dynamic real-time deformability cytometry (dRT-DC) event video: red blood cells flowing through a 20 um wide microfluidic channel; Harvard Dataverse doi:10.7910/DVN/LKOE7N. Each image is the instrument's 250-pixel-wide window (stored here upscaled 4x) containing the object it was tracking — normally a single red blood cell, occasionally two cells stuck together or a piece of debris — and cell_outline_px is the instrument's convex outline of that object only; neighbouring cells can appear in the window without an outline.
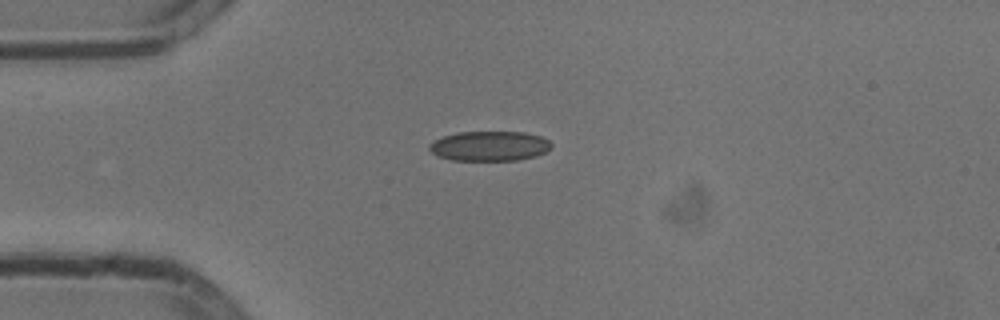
{"species": "common noctule bat (a hibernating species)", "species_latin": "Nyctalus noctula", "temperature_condition": "cold", "stored_images_in_passage": 41, "camera_frame_rate_fps": 3000, "um_per_image_px": 0.085, "animal": {"sex": "male", "body_mass_g": 13.3}, "frame": {"image": 1, "passage_image": 1, "time_ms": 0.0, "image_size_px": [1000, 320], "cell_outline_px": [[552, 148], [536, 156], [516, 160], [452, 160], [440, 156], [432, 152], [428, 148], [428, 144], [444, 136], [456, 132], [524, 132], [540, 136], [548, 140], [552, 144]], "centroid_in_image_um": [41.62, 12.41], "position_along_channel_um": 43.4, "area_um2": 21.1}}
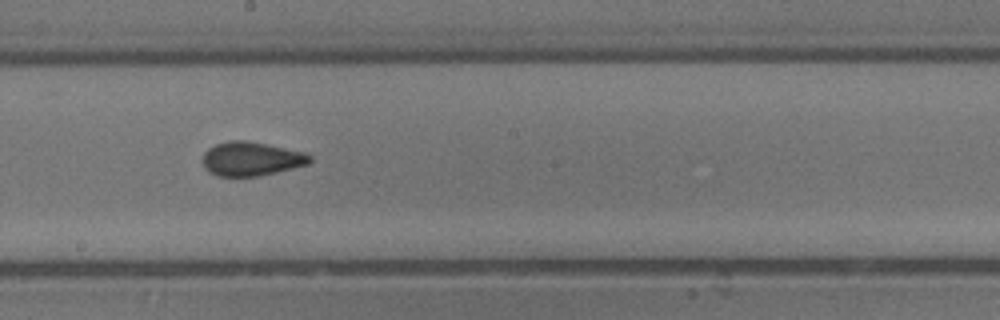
{"frame": {"image": 2, "passage_image": 17, "time_ms": 5.333, "image_size_px": [1000, 320], "cell_outline_px": [[312, 160], [308, 164], [260, 176], [216, 176], [208, 172], [204, 168], [204, 152], [208, 148], [216, 144], [228, 140], [244, 140], [304, 152], [312, 156]], "centroid_in_image_um": [21.33, 13.51], "position_along_channel_um": 226.9, "area_um2": 21.1}}
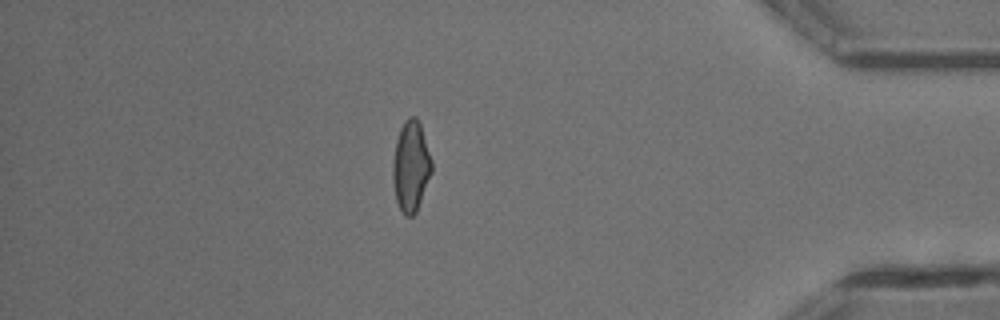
{"frame": {"image": 3, "passage_image": 34, "time_ms": 11.0, "image_size_px": [1000, 320], "cell_outline_px": [[432, 172], [416, 212], [412, 216], [404, 216], [396, 200], [392, 180], [392, 160], [396, 140], [400, 128], [404, 120], [408, 116], [416, 116], [420, 124], [432, 160]], "centroid_in_image_um": [34.91, 14.12], "position_along_channel_um": 400.3, "area_um2": 20.69}, "authors_computed_cell_mechanics": {"area_um2": 20.808, "velocity_mm_per_s": 3.7973, "shape_relaxation_time_tau1_ms": 5.1496, "shape_relaxation_time_tau2_ms": 1.1707, "deformation_change_tau1": 0.1259, "deformation_change_tau2": 0.0834}}